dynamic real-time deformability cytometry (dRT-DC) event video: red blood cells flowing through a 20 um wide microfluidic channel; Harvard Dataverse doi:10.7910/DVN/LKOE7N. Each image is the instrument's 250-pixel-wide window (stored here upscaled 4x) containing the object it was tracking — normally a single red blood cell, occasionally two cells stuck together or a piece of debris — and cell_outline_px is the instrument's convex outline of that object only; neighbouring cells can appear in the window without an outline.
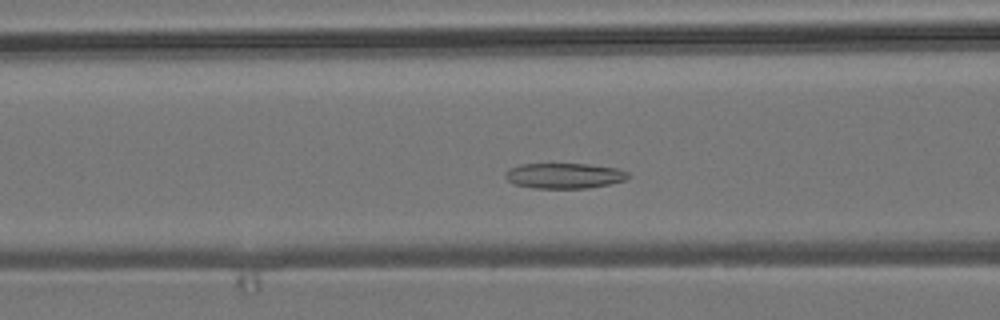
{"species": "common noctule bat (a hibernating species)", "species_latin": "Nyctalus noctula", "temperature_condition": "room temperature", "stored_images_in_passage": 47, "camera_frame_rate_fps": 3000, "um_per_image_px": 0.085, "animal": {"sex": "male", "body_mass_g": 19.2, "forearm_length_mm": 51.8}, "frame": {"image": 1, "passage_image": 14, "time_ms": 4.333, "image_size_px": [1000, 320], "cell_outline_px": [[628, 176], [624, 180], [608, 184], [588, 188], [532, 188], [512, 184], [504, 176], [504, 172], [508, 168], [520, 164], [588, 164], [620, 168], [628, 172]], "centroid_in_image_um": [47.91, 14.93], "position_along_channel_um": 118.7, "area_um2": 18.32}}
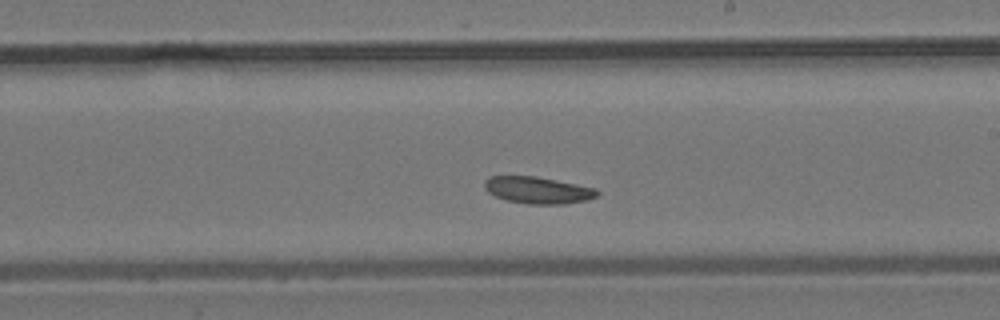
{"frame": {"image": 2, "passage_image": 24, "time_ms": 7.667, "image_size_px": [1000, 320], "cell_outline_px": [[600, 192], [596, 196], [588, 200], [564, 204], [528, 204], [508, 200], [496, 196], [488, 192], [484, 188], [484, 180], [488, 176], [536, 176], [596, 188]], "centroid_in_image_um": [45.71, 16.16], "position_along_channel_um": 243.3, "area_um2": 17.63}}
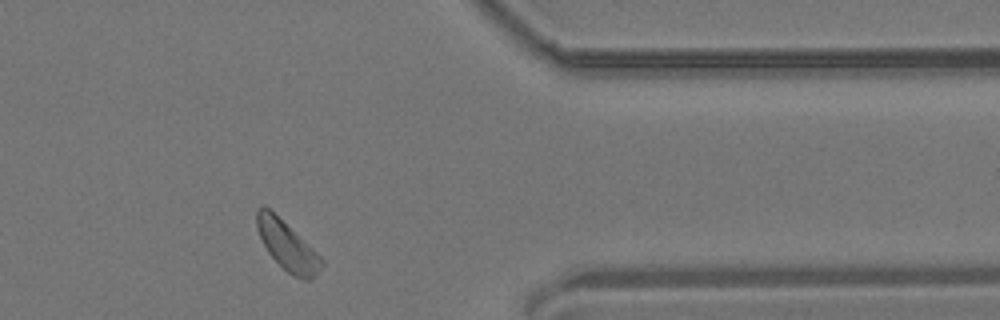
{"frame": {"image": 3, "passage_image": 37, "time_ms": 12.0, "image_size_px": [1000, 320], "cell_outline_px": [[324, 264], [312, 280], [304, 280], [292, 276], [268, 252], [256, 228], [256, 212], [264, 204], [312, 248], [324, 260]], "centroid_in_image_um": [24.43, 20.92], "position_along_channel_um": 387.0, "area_um2": 18.03}, "authors_computed_cell_mechanics": {"area_um2": 18.2648, "velocity_mm_per_s": 3.7383, "shape_relaxation_time_tau1_ms": null, "shape_relaxation_time_tau2_ms": 3.9082, "deformation_change_tau1": null, "deformation_change_tau2": 0.0893}}